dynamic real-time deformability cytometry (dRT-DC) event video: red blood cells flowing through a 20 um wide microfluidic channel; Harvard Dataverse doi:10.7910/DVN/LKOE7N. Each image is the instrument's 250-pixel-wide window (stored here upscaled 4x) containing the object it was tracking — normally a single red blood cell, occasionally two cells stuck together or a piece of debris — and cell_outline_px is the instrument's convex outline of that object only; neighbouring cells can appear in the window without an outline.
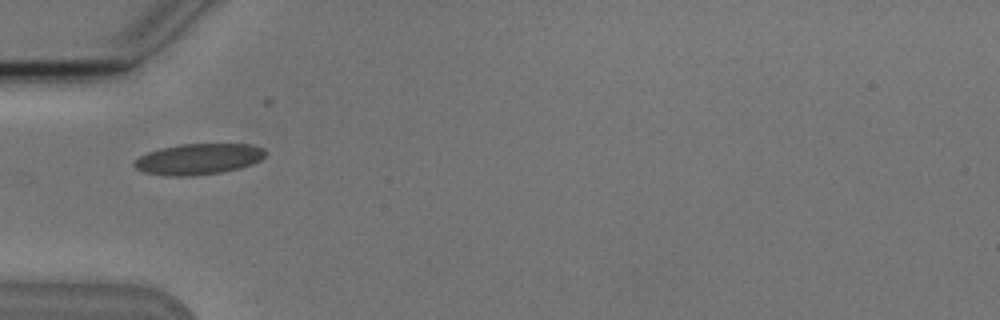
{"species": "Egyptian fruit bat (a non-hibernating species)", "species_latin": "Rousettus aegyptiacus", "temperature_condition": "cold", "stored_images_in_passage": 10, "camera_frame_rate_fps": 3000, "um_per_image_px": 0.085, "animal": {"sex": "male"}, "frame": {"image": 1, "passage_image": 4, "time_ms": 4.333, "image_size_px": [1000, 320], "cell_outline_px": [[264, 156], [260, 160], [252, 164], [240, 168], [220, 172], [192, 176], [168, 176], [144, 172], [136, 168], [132, 164], [140, 156], [148, 152], [160, 148], [180, 144], [252, 144], [264, 148]], "centroid_in_image_um": [16.86, 13.52], "position_along_channel_um": 68.1, "area_um2": 23.58}}
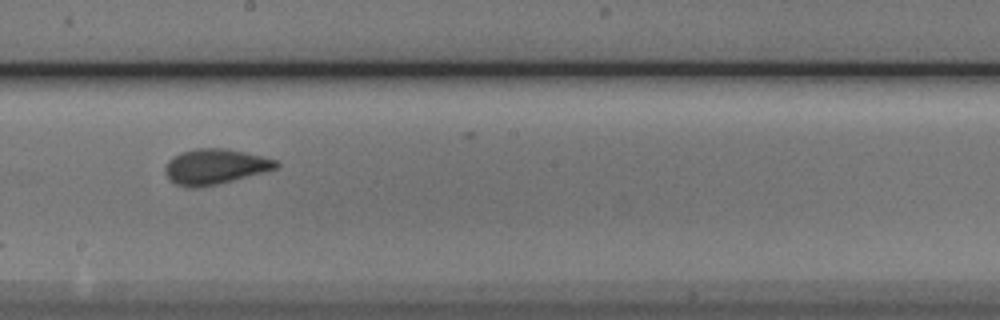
{"frame": {"image": 2, "passage_image": 8, "time_ms": 8.667, "image_size_px": [1000, 320], "cell_outline_px": [[280, 164], [276, 168], [264, 172], [200, 188], [188, 188], [176, 184], [168, 180], [164, 172], [164, 168], [168, 160], [172, 156], [180, 152], [196, 148], [228, 148], [276, 160]], "centroid_in_image_um": [18.21, 14.16], "position_along_channel_um": 230.0, "area_um2": 22.95}}
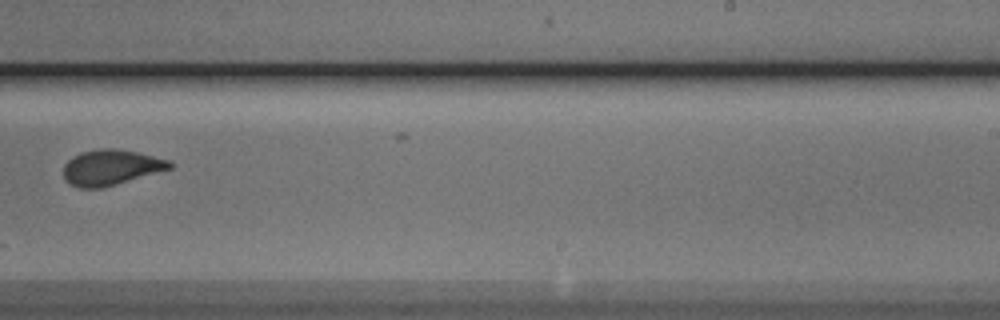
{"frame": {"image": 3, "passage_image": 9, "time_ms": 10.0, "image_size_px": [1000, 320], "cell_outline_px": [[172, 168], [116, 184], [100, 188], [80, 188], [64, 180], [64, 164], [72, 156], [80, 152], [100, 148], [112, 148], [136, 152], [168, 160], [172, 164]], "centroid_in_image_um": [9.38, 14.22], "position_along_channel_um": 279.6, "area_um2": 21.73}}